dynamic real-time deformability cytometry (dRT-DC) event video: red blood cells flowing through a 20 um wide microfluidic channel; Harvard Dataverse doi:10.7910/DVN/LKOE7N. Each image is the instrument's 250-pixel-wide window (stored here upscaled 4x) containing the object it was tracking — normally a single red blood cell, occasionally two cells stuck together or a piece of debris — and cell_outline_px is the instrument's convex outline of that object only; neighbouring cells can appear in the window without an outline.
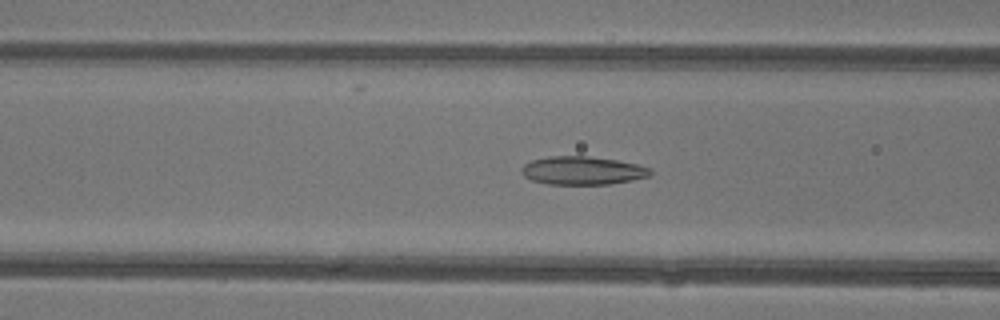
{"species": "common noctule bat (a hibernating species)", "species_latin": "Nyctalus noctula", "temperature_condition": "warm", "stored_images_in_passage": 41, "camera_frame_rate_fps": 3000, "um_per_image_px": 0.085, "animal": {"sex": "female"}, "frame": {"image": 1, "passage_image": 18, "time_ms": 5.667, "image_size_px": [1000, 320], "cell_outline_px": [[652, 172], [648, 176], [632, 180], [608, 184], [548, 184], [532, 180], [524, 176], [520, 172], [520, 168], [524, 164], [532, 160], [548, 156], [588, 156], [616, 160], [636, 164], [652, 168]], "centroid_in_image_um": [49.48, 14.49], "position_along_channel_um": 117.1, "area_um2": 21.21}}
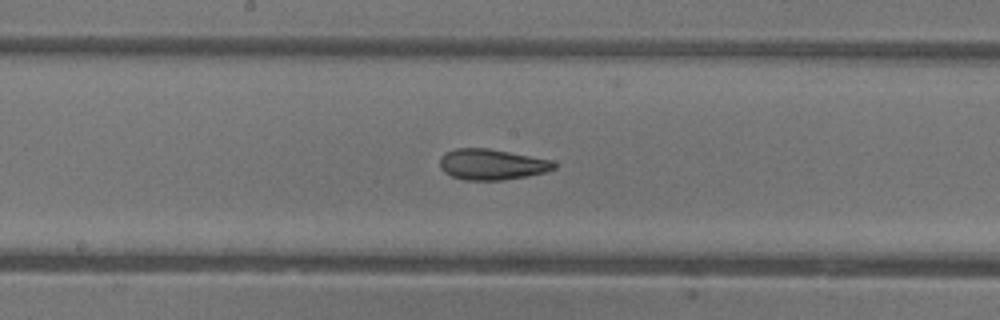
{"frame": {"image": 2, "passage_image": 24, "time_ms": 7.667, "image_size_px": [1000, 320], "cell_outline_px": [[556, 168], [544, 172], [504, 180], [464, 180], [452, 176], [444, 172], [440, 168], [440, 156], [444, 152], [456, 148], [488, 148], [552, 160], [556, 164]], "centroid_in_image_um": [41.76, 13.97], "position_along_channel_um": 206.4, "area_um2": 20.46}}
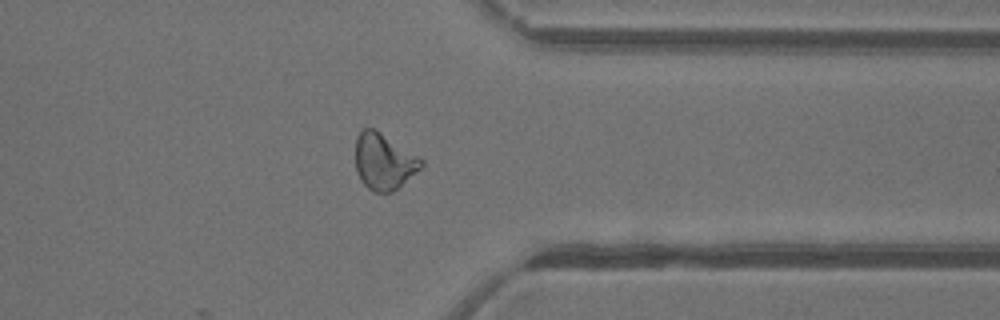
{"frame": {"image": 3, "passage_image": 36, "time_ms": 11.667, "image_size_px": [1000, 320], "cell_outline_px": [[424, 164], [420, 168], [392, 192], [372, 192], [360, 180], [356, 172], [356, 136], [364, 128], [372, 128], [380, 132], [420, 156], [424, 160]], "centroid_in_image_um": [32.62, 13.72], "position_along_channel_um": 378.8, "area_um2": 21.44}, "authors_computed_cell_mechanics": {"area_um2": 21.5016, "velocity_mm_per_s": 4.4554, "shape_relaxation_time_tau1_ms": null, "shape_relaxation_time_tau2_ms": 1.0918, "deformation_change_tau1": null, "deformation_change_tau2": 0.0826}}